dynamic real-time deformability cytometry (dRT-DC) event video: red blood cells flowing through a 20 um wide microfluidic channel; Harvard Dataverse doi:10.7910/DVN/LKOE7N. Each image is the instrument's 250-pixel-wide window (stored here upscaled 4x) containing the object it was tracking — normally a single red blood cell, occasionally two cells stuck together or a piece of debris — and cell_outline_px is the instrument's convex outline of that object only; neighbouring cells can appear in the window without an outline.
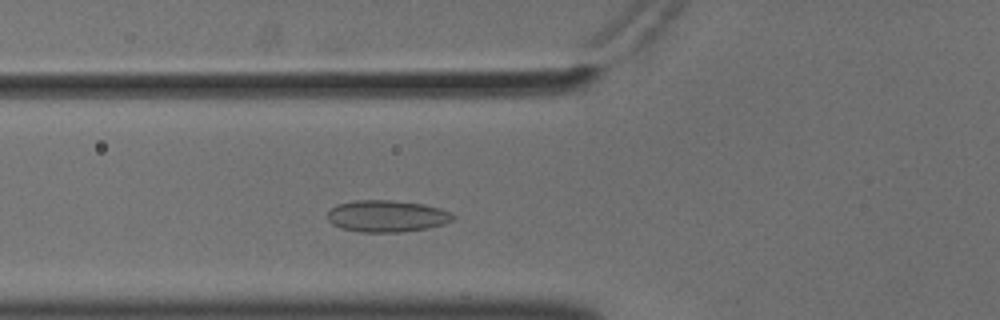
{"species": "common noctule bat (a hibernating species)", "species_latin": "Nyctalus noctula", "temperature_condition": "cold", "stored_images_in_passage": 46, "camera_frame_rate_fps": 3000, "um_per_image_px": 0.085, "animal": {"sex": "male", "body_mass_g": 18.8}, "frame": {"image": 1, "passage_image": 11, "time_ms": 3.333, "image_size_px": [1000, 320], "cell_outline_px": [[456, 216], [452, 220], [444, 224], [428, 228], [400, 232], [360, 232], [340, 228], [332, 224], [328, 220], [328, 212], [336, 204], [356, 200], [392, 200], [424, 204], [440, 208], [452, 212]], "centroid_in_image_um": [32.89, 18.37], "position_along_channel_um": 92.9, "area_um2": 23.41}}
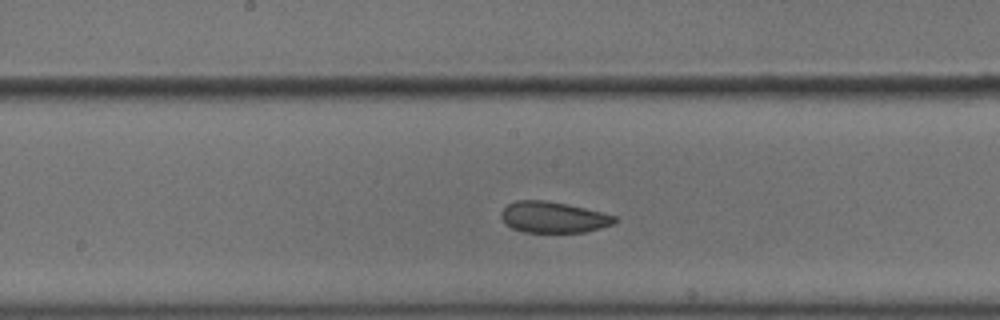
{"frame": {"image": 2, "passage_image": 20, "time_ms": 6.333, "image_size_px": [1000, 320], "cell_outline_px": [[616, 224], [584, 232], [524, 232], [512, 228], [500, 216], [500, 212], [508, 204], [516, 200], [544, 200], [568, 204], [616, 216]], "centroid_in_image_um": [47.04, 18.46], "position_along_channel_um": 201.2, "area_um2": 20.46}}
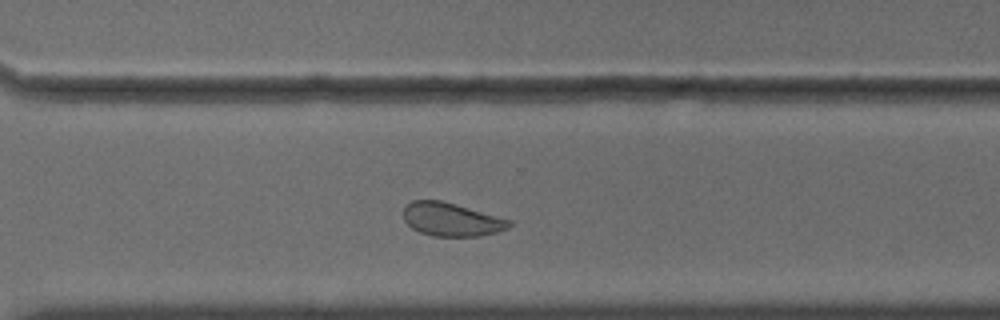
{"frame": {"image": 3, "passage_image": 31, "time_ms": 10.0, "image_size_px": [1000, 320], "cell_outline_px": [[512, 224], [508, 228], [496, 232], [480, 236], [432, 236], [420, 232], [412, 228], [404, 220], [404, 204], [412, 200], [440, 200], [512, 220]], "centroid_in_image_um": [38.35, 18.65], "position_along_channel_um": 332.3, "area_um2": 20.52}, "authors_computed_cell_mechanics": {"area_um2": 22.7443, "velocity_mm_per_s": 3.5862, "shape_relaxation_time_tau1_ms": 8.883, "shape_relaxation_time_tau2_ms": 2.1143, "deformation_change_tau1": 0.1057, "deformation_change_tau2": 0.0712}}